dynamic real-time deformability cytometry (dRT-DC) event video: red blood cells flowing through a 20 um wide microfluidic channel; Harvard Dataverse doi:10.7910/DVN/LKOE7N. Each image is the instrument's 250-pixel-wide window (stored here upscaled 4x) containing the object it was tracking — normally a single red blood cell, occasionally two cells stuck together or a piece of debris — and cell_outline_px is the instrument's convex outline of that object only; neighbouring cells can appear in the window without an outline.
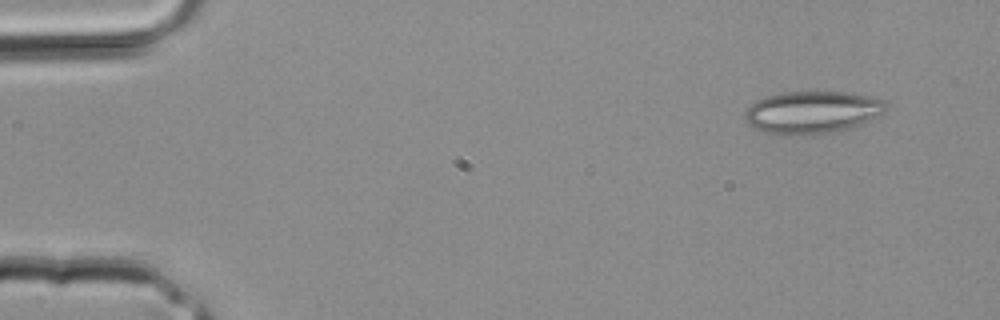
{"species": "common noctule bat (a hibernating species)", "species_latin": "Nyctalus noctula", "temperature_condition": "room temperature", "stored_images_in_passage": 3, "camera_frame_rate_fps": 3000, "um_per_image_px": 0.085, "animal": {"sex": "male", "body_mass_g": 20.4}, "frame": {"image": 1, "passage_image": 1, "time_ms": 0.0, "image_size_px": [1000, 320], "cell_outline_px": [[888, 104], [884, 112], [860, 124], [844, 128], [824, 132], [784, 136], [780, 136], [764, 132], [752, 128], [744, 120], [744, 112], [756, 100], [768, 96], [784, 92], [840, 92], [868, 96], [884, 100]], "centroid_in_image_um": [68.96, 9.54], "position_along_channel_um": 16.0, "area_um2": 34.45}}
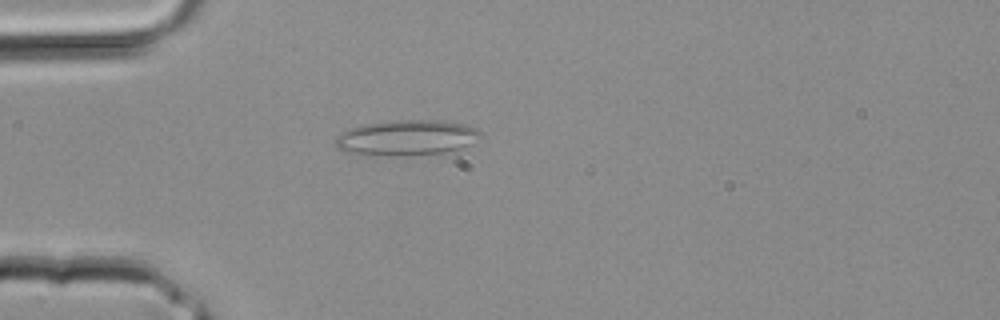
{"frame": {"image": 2, "passage_image": 3, "time_ms": 0.667, "image_size_px": [1000, 320], "cell_outline_px": [[484, 136], [476, 144], [460, 152], [404, 156], [396, 156], [344, 152], [336, 148], [336, 136], [360, 124], [400, 120], [444, 120], [464, 124], [476, 128], [484, 132]], "centroid_in_image_um": [34.75, 11.73], "position_along_channel_um": 50.3, "area_um2": 31.04}}